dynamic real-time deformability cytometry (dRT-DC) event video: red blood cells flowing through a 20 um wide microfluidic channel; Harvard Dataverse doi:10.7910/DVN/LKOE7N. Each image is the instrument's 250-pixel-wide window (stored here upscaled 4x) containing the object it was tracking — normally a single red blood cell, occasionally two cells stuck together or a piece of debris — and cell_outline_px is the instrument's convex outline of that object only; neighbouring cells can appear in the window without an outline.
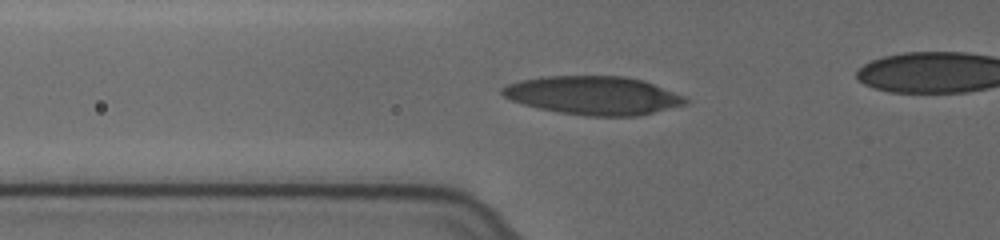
{"species": "human", "species_latin": "Homo sapiens", "temperature_condition": "cold", "stored_images_in_passage": 32, "camera_frame_rate_fps": 3000, "um_per_image_px": 0.085, "donor": {"sex": "female"}, "frame": {"image": 1, "passage_image": 2, "time_ms": 0.333, "image_size_px": [1000, 240], "cell_outline_px": [[688, 100], [684, 104], [636, 116], [588, 116], [560, 112], [540, 108], [524, 104], [512, 100], [504, 96], [500, 92], [500, 88], [508, 84], [520, 80], [540, 76], [624, 76], [644, 80], [684, 96]], "centroid_in_image_um": [50.4, 8.09], "position_along_channel_um": 75.4, "area_um2": 40.75}}
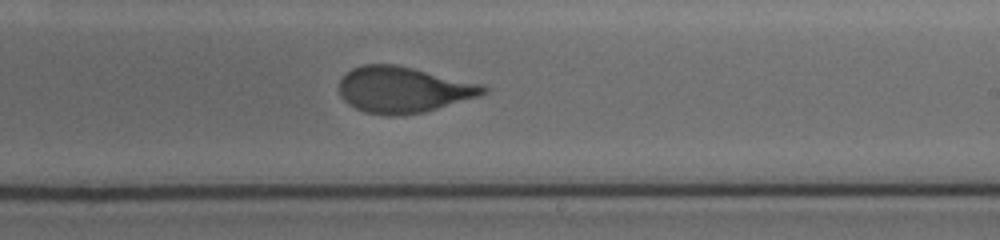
{"frame": {"image": 2, "passage_image": 17, "time_ms": 5.333, "image_size_px": [1000, 240], "cell_outline_px": [[488, 92], [480, 96], [424, 112], [396, 116], [388, 116], [364, 112], [348, 104], [340, 96], [340, 80], [352, 68], [364, 64], [396, 64], [480, 84], [488, 88]], "centroid_in_image_um": [34.26, 7.63], "position_along_channel_um": 254.7, "area_um2": 38.49}}
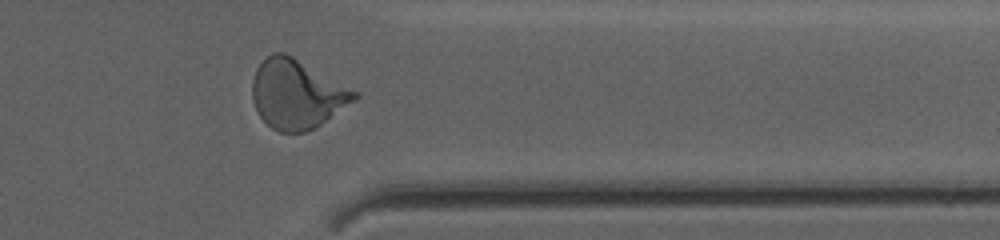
{"frame": {"image": 3, "passage_image": 28, "time_ms": 9.0, "image_size_px": [1000, 240], "cell_outline_px": [[360, 96], [356, 100], [320, 124], [304, 132], [280, 132], [272, 128], [260, 116], [256, 108], [252, 96], [252, 80], [256, 68], [272, 52], [284, 52], [292, 56], [360, 92]], "centroid_in_image_um": [25.24, 7.98], "position_along_channel_um": 386.2, "area_um2": 40.86}}